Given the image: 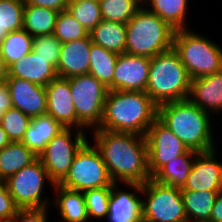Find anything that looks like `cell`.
I'll use <instances>...</instances> for the list:
<instances>
[{
    "instance_id": "obj_43",
    "label": "cell",
    "mask_w": 222,
    "mask_h": 222,
    "mask_svg": "<svg viewBox=\"0 0 222 222\" xmlns=\"http://www.w3.org/2000/svg\"><path fill=\"white\" fill-rule=\"evenodd\" d=\"M8 77V67L0 52V81L6 80Z\"/></svg>"
},
{
    "instance_id": "obj_4",
    "label": "cell",
    "mask_w": 222,
    "mask_h": 222,
    "mask_svg": "<svg viewBox=\"0 0 222 222\" xmlns=\"http://www.w3.org/2000/svg\"><path fill=\"white\" fill-rule=\"evenodd\" d=\"M191 77L174 48L151 58L146 93L160 106L186 100L190 94Z\"/></svg>"
},
{
    "instance_id": "obj_40",
    "label": "cell",
    "mask_w": 222,
    "mask_h": 222,
    "mask_svg": "<svg viewBox=\"0 0 222 222\" xmlns=\"http://www.w3.org/2000/svg\"><path fill=\"white\" fill-rule=\"evenodd\" d=\"M25 4L46 7L57 11L66 10L69 0H23Z\"/></svg>"
},
{
    "instance_id": "obj_30",
    "label": "cell",
    "mask_w": 222,
    "mask_h": 222,
    "mask_svg": "<svg viewBox=\"0 0 222 222\" xmlns=\"http://www.w3.org/2000/svg\"><path fill=\"white\" fill-rule=\"evenodd\" d=\"M33 37L24 29L12 31L2 40L0 52L9 68L32 51Z\"/></svg>"
},
{
    "instance_id": "obj_12",
    "label": "cell",
    "mask_w": 222,
    "mask_h": 222,
    "mask_svg": "<svg viewBox=\"0 0 222 222\" xmlns=\"http://www.w3.org/2000/svg\"><path fill=\"white\" fill-rule=\"evenodd\" d=\"M145 138L151 178L169 161L189 151L187 146L158 118L147 130Z\"/></svg>"
},
{
    "instance_id": "obj_37",
    "label": "cell",
    "mask_w": 222,
    "mask_h": 222,
    "mask_svg": "<svg viewBox=\"0 0 222 222\" xmlns=\"http://www.w3.org/2000/svg\"><path fill=\"white\" fill-rule=\"evenodd\" d=\"M62 43L53 35L33 37L32 51L57 69Z\"/></svg>"
},
{
    "instance_id": "obj_14",
    "label": "cell",
    "mask_w": 222,
    "mask_h": 222,
    "mask_svg": "<svg viewBox=\"0 0 222 222\" xmlns=\"http://www.w3.org/2000/svg\"><path fill=\"white\" fill-rule=\"evenodd\" d=\"M151 58L146 56L119 55L113 76V90L146 91Z\"/></svg>"
},
{
    "instance_id": "obj_32",
    "label": "cell",
    "mask_w": 222,
    "mask_h": 222,
    "mask_svg": "<svg viewBox=\"0 0 222 222\" xmlns=\"http://www.w3.org/2000/svg\"><path fill=\"white\" fill-rule=\"evenodd\" d=\"M66 10L87 32L103 20L99 1L96 0H69Z\"/></svg>"
},
{
    "instance_id": "obj_5",
    "label": "cell",
    "mask_w": 222,
    "mask_h": 222,
    "mask_svg": "<svg viewBox=\"0 0 222 222\" xmlns=\"http://www.w3.org/2000/svg\"><path fill=\"white\" fill-rule=\"evenodd\" d=\"M146 6V8H144ZM175 29L142 5L126 23V53L152 58L173 48Z\"/></svg>"
},
{
    "instance_id": "obj_17",
    "label": "cell",
    "mask_w": 222,
    "mask_h": 222,
    "mask_svg": "<svg viewBox=\"0 0 222 222\" xmlns=\"http://www.w3.org/2000/svg\"><path fill=\"white\" fill-rule=\"evenodd\" d=\"M118 183L111 186L106 219L109 222H142V199L136 192H142V185L138 183H125L134 189V192L118 190Z\"/></svg>"
},
{
    "instance_id": "obj_9",
    "label": "cell",
    "mask_w": 222,
    "mask_h": 222,
    "mask_svg": "<svg viewBox=\"0 0 222 222\" xmlns=\"http://www.w3.org/2000/svg\"><path fill=\"white\" fill-rule=\"evenodd\" d=\"M71 95L78 118V129L98 128L103 119L104 104L108 93L93 75L84 74L68 78Z\"/></svg>"
},
{
    "instance_id": "obj_13",
    "label": "cell",
    "mask_w": 222,
    "mask_h": 222,
    "mask_svg": "<svg viewBox=\"0 0 222 222\" xmlns=\"http://www.w3.org/2000/svg\"><path fill=\"white\" fill-rule=\"evenodd\" d=\"M216 149L198 153L192 163L187 181L181 190L222 191V163L216 159Z\"/></svg>"
},
{
    "instance_id": "obj_28",
    "label": "cell",
    "mask_w": 222,
    "mask_h": 222,
    "mask_svg": "<svg viewBox=\"0 0 222 222\" xmlns=\"http://www.w3.org/2000/svg\"><path fill=\"white\" fill-rule=\"evenodd\" d=\"M198 152L189 150L164 165L152 178L162 184L182 188Z\"/></svg>"
},
{
    "instance_id": "obj_2",
    "label": "cell",
    "mask_w": 222,
    "mask_h": 222,
    "mask_svg": "<svg viewBox=\"0 0 222 222\" xmlns=\"http://www.w3.org/2000/svg\"><path fill=\"white\" fill-rule=\"evenodd\" d=\"M158 117V106L144 91L108 90L103 119L96 129L145 136Z\"/></svg>"
},
{
    "instance_id": "obj_16",
    "label": "cell",
    "mask_w": 222,
    "mask_h": 222,
    "mask_svg": "<svg viewBox=\"0 0 222 222\" xmlns=\"http://www.w3.org/2000/svg\"><path fill=\"white\" fill-rule=\"evenodd\" d=\"M12 105L30 118L44 115L47 112L46 89L30 81L7 77Z\"/></svg>"
},
{
    "instance_id": "obj_29",
    "label": "cell",
    "mask_w": 222,
    "mask_h": 222,
    "mask_svg": "<svg viewBox=\"0 0 222 222\" xmlns=\"http://www.w3.org/2000/svg\"><path fill=\"white\" fill-rule=\"evenodd\" d=\"M142 2L143 5L149 6V11L169 23L175 30L187 29L188 0H142Z\"/></svg>"
},
{
    "instance_id": "obj_1",
    "label": "cell",
    "mask_w": 222,
    "mask_h": 222,
    "mask_svg": "<svg viewBox=\"0 0 222 222\" xmlns=\"http://www.w3.org/2000/svg\"><path fill=\"white\" fill-rule=\"evenodd\" d=\"M94 145L114 183L144 184L151 179L148 168V148L145 136L134 133L92 129Z\"/></svg>"
},
{
    "instance_id": "obj_22",
    "label": "cell",
    "mask_w": 222,
    "mask_h": 222,
    "mask_svg": "<svg viewBox=\"0 0 222 222\" xmlns=\"http://www.w3.org/2000/svg\"><path fill=\"white\" fill-rule=\"evenodd\" d=\"M53 189L57 192L55 206L63 221L66 222H88L87 207L83 192L65 188L55 184Z\"/></svg>"
},
{
    "instance_id": "obj_19",
    "label": "cell",
    "mask_w": 222,
    "mask_h": 222,
    "mask_svg": "<svg viewBox=\"0 0 222 222\" xmlns=\"http://www.w3.org/2000/svg\"><path fill=\"white\" fill-rule=\"evenodd\" d=\"M188 99L209 113L222 110V70L192 79Z\"/></svg>"
},
{
    "instance_id": "obj_18",
    "label": "cell",
    "mask_w": 222,
    "mask_h": 222,
    "mask_svg": "<svg viewBox=\"0 0 222 222\" xmlns=\"http://www.w3.org/2000/svg\"><path fill=\"white\" fill-rule=\"evenodd\" d=\"M91 38L62 43L57 74L61 78L89 74Z\"/></svg>"
},
{
    "instance_id": "obj_34",
    "label": "cell",
    "mask_w": 222,
    "mask_h": 222,
    "mask_svg": "<svg viewBox=\"0 0 222 222\" xmlns=\"http://www.w3.org/2000/svg\"><path fill=\"white\" fill-rule=\"evenodd\" d=\"M30 122L31 118L29 116L12 107L3 114L0 125L11 142H21Z\"/></svg>"
},
{
    "instance_id": "obj_45",
    "label": "cell",
    "mask_w": 222,
    "mask_h": 222,
    "mask_svg": "<svg viewBox=\"0 0 222 222\" xmlns=\"http://www.w3.org/2000/svg\"><path fill=\"white\" fill-rule=\"evenodd\" d=\"M8 32L3 29L2 27H0V44L2 42V40L7 36Z\"/></svg>"
},
{
    "instance_id": "obj_6",
    "label": "cell",
    "mask_w": 222,
    "mask_h": 222,
    "mask_svg": "<svg viewBox=\"0 0 222 222\" xmlns=\"http://www.w3.org/2000/svg\"><path fill=\"white\" fill-rule=\"evenodd\" d=\"M173 48L191 79L222 70V48L189 28L175 31Z\"/></svg>"
},
{
    "instance_id": "obj_23",
    "label": "cell",
    "mask_w": 222,
    "mask_h": 222,
    "mask_svg": "<svg viewBox=\"0 0 222 222\" xmlns=\"http://www.w3.org/2000/svg\"><path fill=\"white\" fill-rule=\"evenodd\" d=\"M89 36L94 44L119 55L126 53V24L102 20Z\"/></svg>"
},
{
    "instance_id": "obj_11",
    "label": "cell",
    "mask_w": 222,
    "mask_h": 222,
    "mask_svg": "<svg viewBox=\"0 0 222 222\" xmlns=\"http://www.w3.org/2000/svg\"><path fill=\"white\" fill-rule=\"evenodd\" d=\"M71 130L65 128L56 135L38 157L54 184H59L65 178L76 154L88 141L83 130L76 128L75 137H72Z\"/></svg>"
},
{
    "instance_id": "obj_24",
    "label": "cell",
    "mask_w": 222,
    "mask_h": 222,
    "mask_svg": "<svg viewBox=\"0 0 222 222\" xmlns=\"http://www.w3.org/2000/svg\"><path fill=\"white\" fill-rule=\"evenodd\" d=\"M37 158V155L22 142H10L0 150V180L6 181Z\"/></svg>"
},
{
    "instance_id": "obj_44",
    "label": "cell",
    "mask_w": 222,
    "mask_h": 222,
    "mask_svg": "<svg viewBox=\"0 0 222 222\" xmlns=\"http://www.w3.org/2000/svg\"><path fill=\"white\" fill-rule=\"evenodd\" d=\"M10 139L7 136V133L4 131L2 126L0 125V150L3 149L10 143Z\"/></svg>"
},
{
    "instance_id": "obj_7",
    "label": "cell",
    "mask_w": 222,
    "mask_h": 222,
    "mask_svg": "<svg viewBox=\"0 0 222 222\" xmlns=\"http://www.w3.org/2000/svg\"><path fill=\"white\" fill-rule=\"evenodd\" d=\"M142 222H188L179 187L165 185L153 178L142 184Z\"/></svg>"
},
{
    "instance_id": "obj_25",
    "label": "cell",
    "mask_w": 222,
    "mask_h": 222,
    "mask_svg": "<svg viewBox=\"0 0 222 222\" xmlns=\"http://www.w3.org/2000/svg\"><path fill=\"white\" fill-rule=\"evenodd\" d=\"M119 54L91 43L89 74L108 90H113V76Z\"/></svg>"
},
{
    "instance_id": "obj_8",
    "label": "cell",
    "mask_w": 222,
    "mask_h": 222,
    "mask_svg": "<svg viewBox=\"0 0 222 222\" xmlns=\"http://www.w3.org/2000/svg\"><path fill=\"white\" fill-rule=\"evenodd\" d=\"M114 184L98 148L87 141L76 154L59 185L76 191L111 187Z\"/></svg>"
},
{
    "instance_id": "obj_33",
    "label": "cell",
    "mask_w": 222,
    "mask_h": 222,
    "mask_svg": "<svg viewBox=\"0 0 222 222\" xmlns=\"http://www.w3.org/2000/svg\"><path fill=\"white\" fill-rule=\"evenodd\" d=\"M53 35L61 43H67L86 38L89 32L67 10H63L58 14Z\"/></svg>"
},
{
    "instance_id": "obj_27",
    "label": "cell",
    "mask_w": 222,
    "mask_h": 222,
    "mask_svg": "<svg viewBox=\"0 0 222 222\" xmlns=\"http://www.w3.org/2000/svg\"><path fill=\"white\" fill-rule=\"evenodd\" d=\"M59 11L25 4L23 29L32 37L51 35L54 32Z\"/></svg>"
},
{
    "instance_id": "obj_21",
    "label": "cell",
    "mask_w": 222,
    "mask_h": 222,
    "mask_svg": "<svg viewBox=\"0 0 222 222\" xmlns=\"http://www.w3.org/2000/svg\"><path fill=\"white\" fill-rule=\"evenodd\" d=\"M64 129L48 114L33 117L21 142L39 157L47 144Z\"/></svg>"
},
{
    "instance_id": "obj_20",
    "label": "cell",
    "mask_w": 222,
    "mask_h": 222,
    "mask_svg": "<svg viewBox=\"0 0 222 222\" xmlns=\"http://www.w3.org/2000/svg\"><path fill=\"white\" fill-rule=\"evenodd\" d=\"M8 77H16L45 87L58 77L56 68L33 51L8 68Z\"/></svg>"
},
{
    "instance_id": "obj_26",
    "label": "cell",
    "mask_w": 222,
    "mask_h": 222,
    "mask_svg": "<svg viewBox=\"0 0 222 222\" xmlns=\"http://www.w3.org/2000/svg\"><path fill=\"white\" fill-rule=\"evenodd\" d=\"M219 192L181 190L188 222H208Z\"/></svg>"
},
{
    "instance_id": "obj_36",
    "label": "cell",
    "mask_w": 222,
    "mask_h": 222,
    "mask_svg": "<svg viewBox=\"0 0 222 222\" xmlns=\"http://www.w3.org/2000/svg\"><path fill=\"white\" fill-rule=\"evenodd\" d=\"M111 187L88 189L83 191L89 220L93 218H106Z\"/></svg>"
},
{
    "instance_id": "obj_35",
    "label": "cell",
    "mask_w": 222,
    "mask_h": 222,
    "mask_svg": "<svg viewBox=\"0 0 222 222\" xmlns=\"http://www.w3.org/2000/svg\"><path fill=\"white\" fill-rule=\"evenodd\" d=\"M23 0H0V27L8 33L23 29Z\"/></svg>"
},
{
    "instance_id": "obj_38",
    "label": "cell",
    "mask_w": 222,
    "mask_h": 222,
    "mask_svg": "<svg viewBox=\"0 0 222 222\" xmlns=\"http://www.w3.org/2000/svg\"><path fill=\"white\" fill-rule=\"evenodd\" d=\"M18 209L9 194L6 181L0 180V222H11L17 215Z\"/></svg>"
},
{
    "instance_id": "obj_31",
    "label": "cell",
    "mask_w": 222,
    "mask_h": 222,
    "mask_svg": "<svg viewBox=\"0 0 222 222\" xmlns=\"http://www.w3.org/2000/svg\"><path fill=\"white\" fill-rule=\"evenodd\" d=\"M103 20L126 24L143 5L142 0H100Z\"/></svg>"
},
{
    "instance_id": "obj_3",
    "label": "cell",
    "mask_w": 222,
    "mask_h": 222,
    "mask_svg": "<svg viewBox=\"0 0 222 222\" xmlns=\"http://www.w3.org/2000/svg\"><path fill=\"white\" fill-rule=\"evenodd\" d=\"M211 114L189 99L158 106V119L174 133L189 150L205 153L216 149L211 128Z\"/></svg>"
},
{
    "instance_id": "obj_39",
    "label": "cell",
    "mask_w": 222,
    "mask_h": 222,
    "mask_svg": "<svg viewBox=\"0 0 222 222\" xmlns=\"http://www.w3.org/2000/svg\"><path fill=\"white\" fill-rule=\"evenodd\" d=\"M47 209L48 207L18 209L11 222H47Z\"/></svg>"
},
{
    "instance_id": "obj_41",
    "label": "cell",
    "mask_w": 222,
    "mask_h": 222,
    "mask_svg": "<svg viewBox=\"0 0 222 222\" xmlns=\"http://www.w3.org/2000/svg\"><path fill=\"white\" fill-rule=\"evenodd\" d=\"M12 107L13 105L8 85L6 80H2L0 81V123L3 114Z\"/></svg>"
},
{
    "instance_id": "obj_15",
    "label": "cell",
    "mask_w": 222,
    "mask_h": 222,
    "mask_svg": "<svg viewBox=\"0 0 222 222\" xmlns=\"http://www.w3.org/2000/svg\"><path fill=\"white\" fill-rule=\"evenodd\" d=\"M45 89L46 114L59 121L65 128L78 129V118L71 95L69 79L56 77L45 86Z\"/></svg>"
},
{
    "instance_id": "obj_42",
    "label": "cell",
    "mask_w": 222,
    "mask_h": 222,
    "mask_svg": "<svg viewBox=\"0 0 222 222\" xmlns=\"http://www.w3.org/2000/svg\"><path fill=\"white\" fill-rule=\"evenodd\" d=\"M208 222H222V191L217 195L215 204L211 211V217Z\"/></svg>"
},
{
    "instance_id": "obj_10",
    "label": "cell",
    "mask_w": 222,
    "mask_h": 222,
    "mask_svg": "<svg viewBox=\"0 0 222 222\" xmlns=\"http://www.w3.org/2000/svg\"><path fill=\"white\" fill-rule=\"evenodd\" d=\"M45 180L51 186L55 185L42 162L37 158L33 163L10 176L6 180V185L19 209L42 208L49 206V198H42Z\"/></svg>"
}]
</instances>
